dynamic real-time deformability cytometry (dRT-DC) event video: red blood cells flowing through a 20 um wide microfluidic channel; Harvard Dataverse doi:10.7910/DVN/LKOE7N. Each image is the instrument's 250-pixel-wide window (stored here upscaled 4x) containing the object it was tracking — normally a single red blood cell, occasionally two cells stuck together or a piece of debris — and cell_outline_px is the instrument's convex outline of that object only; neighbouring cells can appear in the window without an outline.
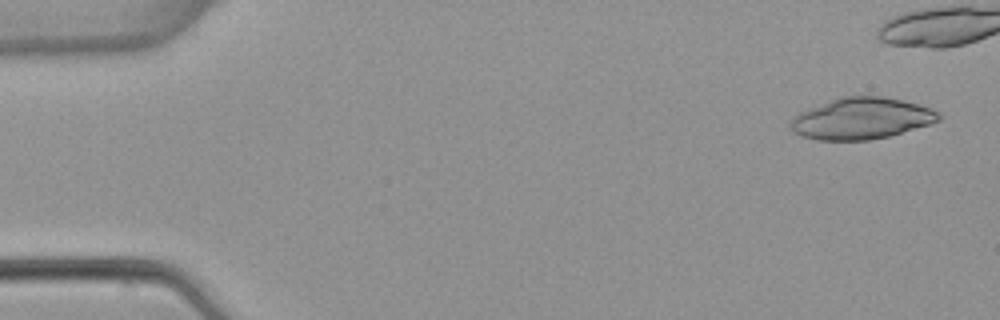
{"species": "common noctule bat (a hibernating species)", "species_latin": "Nyctalus noctula", "temperature_condition": "warm", "stored_images_in_passage": 9, "segment_of_instrument_passage": [1, 2], "camera_frame_rate_fps": 3000, "um_per_image_px": 0.085, "animal": {"sex": "female", "body_mass_g": 22.7, "forearm_length_mm": 54.2}, "frame": {"image": 1, "passage_image": 1, "time_ms": 0.0, "image_size_px": [1000, 320], "cell_outline_px": [[940, 120], [928, 124], [888, 136], [868, 140], [816, 140], [800, 136], [792, 132], [788, 124], [788, 120], [800, 112], [840, 96], [884, 96], [920, 104], [932, 108], [940, 112]], "centroid_in_image_um": [73.18, 10.07], "position_along_channel_um": 11.8, "area_um2": 35.89}}